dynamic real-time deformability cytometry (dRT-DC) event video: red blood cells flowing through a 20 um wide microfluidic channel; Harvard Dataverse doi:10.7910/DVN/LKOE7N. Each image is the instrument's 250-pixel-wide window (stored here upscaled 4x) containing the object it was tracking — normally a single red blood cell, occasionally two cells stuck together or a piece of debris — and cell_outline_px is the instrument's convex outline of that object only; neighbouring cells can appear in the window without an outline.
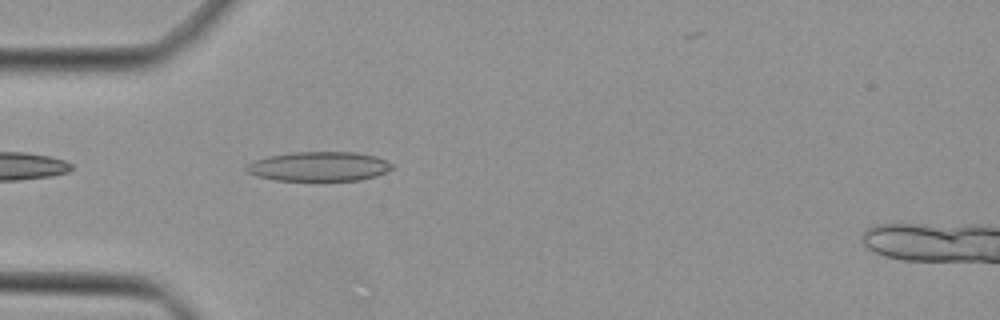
{"species": "Egyptian fruit bat (a non-hibernating species)", "species_latin": "Rousettus aegyptiacus", "temperature_condition": "cold", "stored_images_in_passage": 31, "camera_frame_rate_fps": 3000, "um_per_image_px": 0.085, "animal": {"sex": "female"}, "frame": {"image": 1, "passage_image": 1, "time_ms": 0.0, "image_size_px": [1000, 320], "cell_outline_px": [[392, 168], [376, 176], [360, 180], [276, 180], [256, 176], [248, 172], [244, 168], [248, 164], [256, 160], [268, 156], [292, 152], [356, 152], [376, 156], [392, 164]], "centroid_in_image_um": [27.1, 14.14], "position_along_channel_um": 57.9, "area_um2": 24.8}}
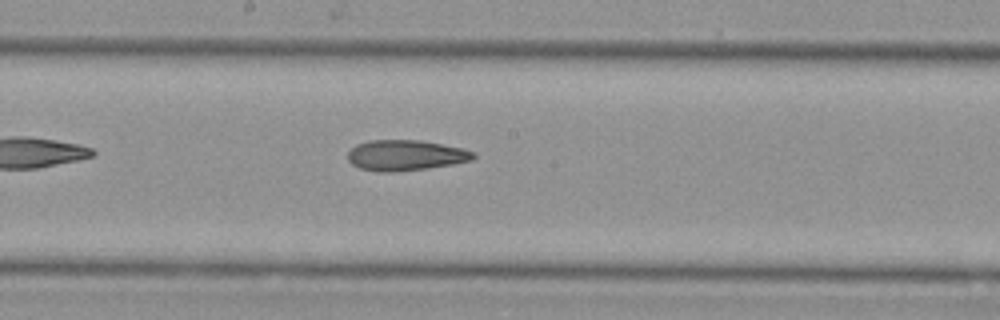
{"frame": {"image": 2, "passage_image": 12, "time_ms": 3.667, "image_size_px": [1000, 320], "cell_outline_px": [[476, 156], [472, 160], [452, 164], [428, 168], [392, 172], [376, 172], [360, 168], [352, 164], [348, 160], [348, 152], [356, 144], [368, 140], [420, 140], [464, 148], [476, 152]], "centroid_in_image_um": [34.48, 13.2], "position_along_channel_um": 213.7, "area_um2": 22.54}}
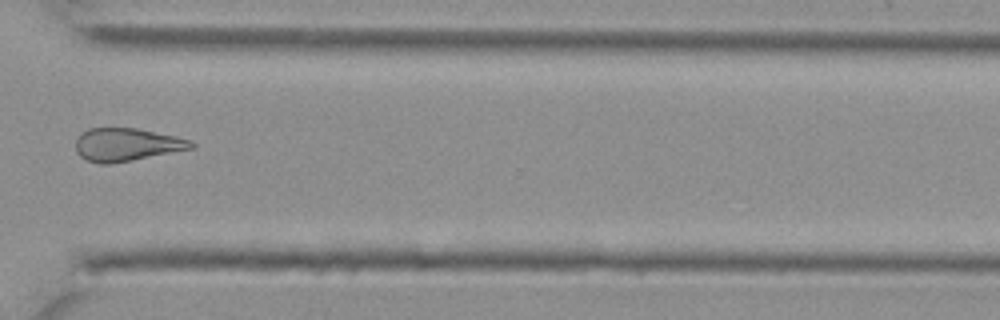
{"frame": {"image": 3, "passage_image": 22, "time_ms": 7.0, "image_size_px": [1000, 320], "cell_outline_px": [[196, 144], [192, 148], [132, 160], [108, 164], [100, 164], [84, 160], [76, 152], [76, 140], [88, 128], [136, 128], [176, 136], [192, 140]], "centroid_in_image_um": [10.76, 12.29], "position_along_channel_um": 359.8, "area_um2": 22.08}}